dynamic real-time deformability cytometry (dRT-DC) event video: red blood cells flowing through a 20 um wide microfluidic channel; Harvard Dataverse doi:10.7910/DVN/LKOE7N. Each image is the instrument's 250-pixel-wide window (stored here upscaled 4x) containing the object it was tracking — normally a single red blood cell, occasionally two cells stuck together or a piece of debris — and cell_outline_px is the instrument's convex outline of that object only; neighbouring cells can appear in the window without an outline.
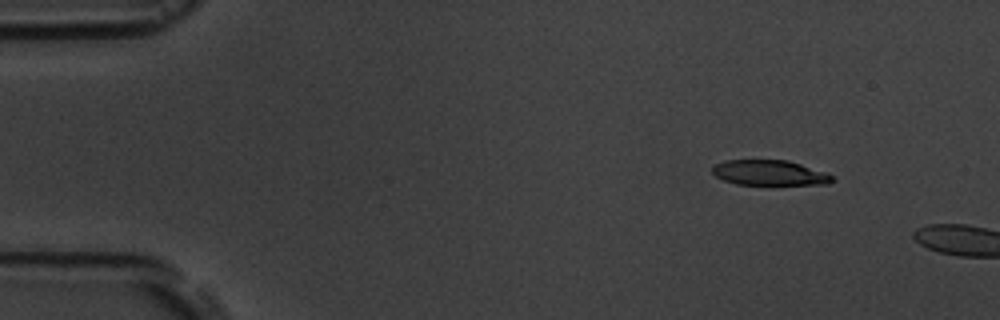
{"species": "common noctule bat (a hibernating species)", "species_latin": "Nyctalus noctula", "temperature_condition": "room temperature", "stored_images_in_passage": 4, "camera_frame_rate_fps": 3000, "um_per_image_px": 0.085, "animal": {"sex": "male", "body_mass_g": 19.5, "forearm_length_mm": 54.6}, "frame": {"image": 1, "passage_image": 2, "time_ms": 1.333, "image_size_px": [1000, 320], "cell_outline_px": [[832, 180], [828, 184], [736, 184], [724, 180], [716, 176], [712, 172], [712, 168], [716, 164], [724, 160], [788, 160], [824, 172], [832, 176]], "centroid_in_image_um": [65.36, 14.68], "position_along_channel_um": 19.6, "area_um2": 17.28}}